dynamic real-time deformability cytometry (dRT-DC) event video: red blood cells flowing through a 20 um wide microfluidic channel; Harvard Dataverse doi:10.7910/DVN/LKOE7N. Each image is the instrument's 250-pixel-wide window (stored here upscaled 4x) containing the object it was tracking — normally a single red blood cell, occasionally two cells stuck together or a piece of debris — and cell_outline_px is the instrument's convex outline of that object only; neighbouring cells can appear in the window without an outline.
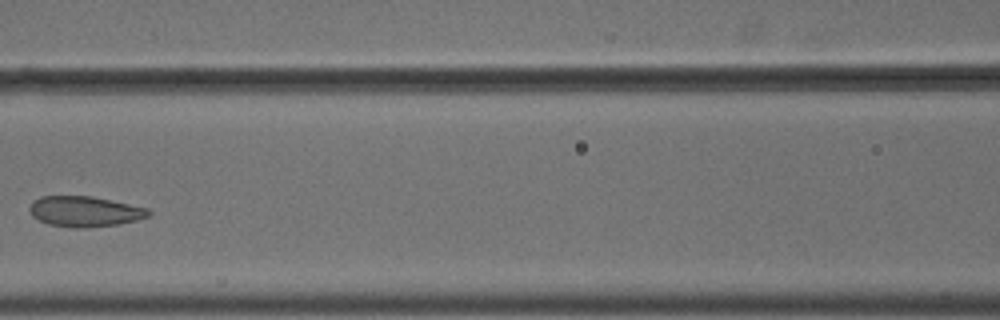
{"species": "common noctule bat (a hibernating species)", "species_latin": "Nyctalus noctula", "temperature_condition": "cold", "stored_images_in_passage": 5, "camera_frame_rate_fps": 3000, "um_per_image_px": 0.085, "animal": {"sex": "male", "body_mass_g": 18.8}, "frame": {"image": 1, "passage_image": 5, "time_ms": 1.333, "image_size_px": [1000, 320], "cell_outline_px": [[152, 212], [148, 216], [136, 220], [120, 224], [84, 228], [76, 228], [48, 224], [32, 216], [28, 208], [32, 200], [40, 196], [92, 196], [148, 208]], "centroid_in_image_um": [7.18, 17.97], "position_along_channel_um": 159.4, "area_um2": 21.21}}